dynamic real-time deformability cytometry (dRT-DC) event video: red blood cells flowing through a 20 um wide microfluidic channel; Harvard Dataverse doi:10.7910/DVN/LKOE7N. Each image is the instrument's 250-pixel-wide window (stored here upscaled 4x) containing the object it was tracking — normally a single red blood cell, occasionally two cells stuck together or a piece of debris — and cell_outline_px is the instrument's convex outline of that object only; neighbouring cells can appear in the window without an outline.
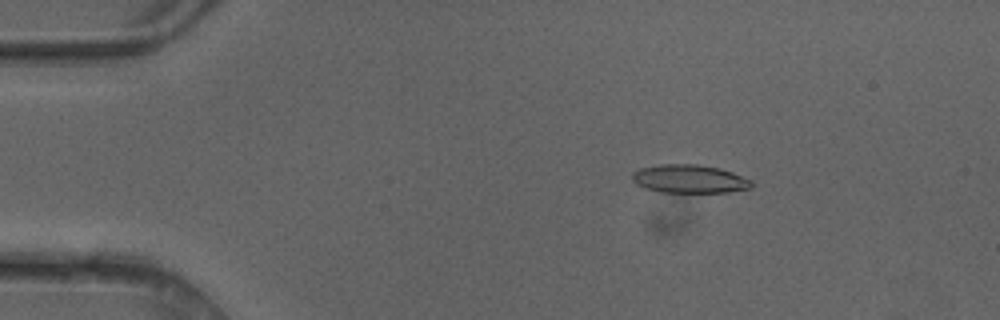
{"species": "common noctule bat (a hibernating species)", "species_latin": "Nyctalus noctula", "temperature_condition": "cold", "stored_images_in_passage": 49, "camera_frame_rate_fps": 3000, "um_per_image_px": 0.085, "animal": {"sex": "female"}, "frame": {"image": 1, "passage_image": 8, "time_ms": 2.333, "image_size_px": [1000, 320], "cell_outline_px": [[756, 184], [752, 188], [728, 192], [660, 192], [644, 188], [636, 184], [632, 180], [632, 172], [640, 168], [656, 164], [696, 164], [720, 168], [732, 172], [752, 180]], "centroid_in_image_um": [58.61, 15.2], "position_along_channel_um": 26.4, "area_um2": 20.0}}
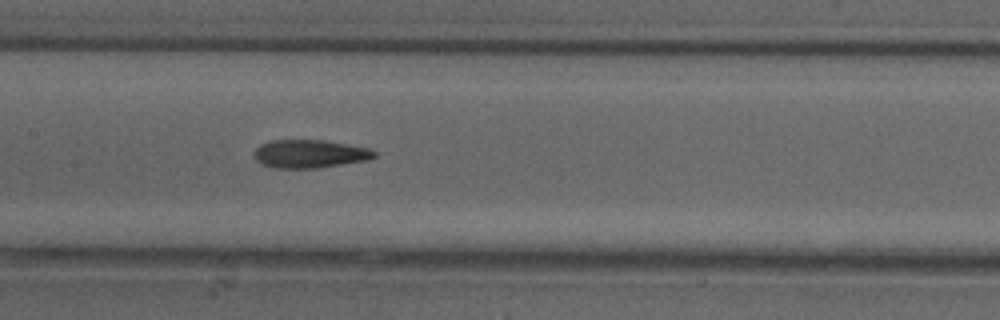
{"frame": {"image": 2, "passage_image": 24, "time_ms": 7.667, "image_size_px": [1000, 320], "cell_outline_px": [[376, 156], [368, 160], [316, 168], [276, 168], [260, 164], [252, 156], [252, 152], [260, 144], [272, 140], [324, 140], [368, 148], [376, 152]], "centroid_in_image_um": [26.27, 13.08], "position_along_channel_um": 181.1, "area_um2": 19.83}}
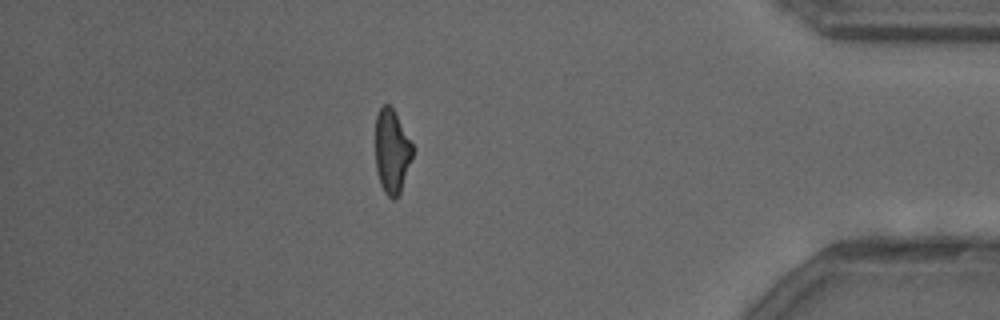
{"frame": {"image": 3, "passage_image": 43, "time_ms": 14.0, "image_size_px": [1000, 320], "cell_outline_px": [[412, 156], [400, 192], [396, 200], [392, 200], [384, 192], [380, 184], [376, 172], [376, 116], [380, 108], [384, 104], [388, 104], [392, 108], [412, 144]], "centroid_in_image_um": [33.28, 12.91], "position_along_channel_um": 401.9, "area_um2": 17.86}, "authors_computed_cell_mechanics": {"area_um2": 19.7098, "velocity_mm_per_s": 4.1552, "shape_relaxation_time_tau1_ms": 5.4841, "shape_relaxation_time_tau2_ms": 1.9752, "deformation_change_tau1": 0.1723, "deformation_change_tau2": 0.1036}}